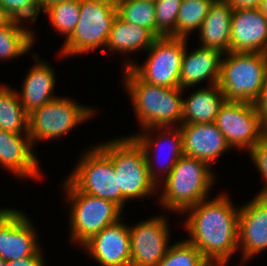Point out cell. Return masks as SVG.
I'll list each match as a JSON object with an SVG mask.
<instances>
[{"label":"cell","mask_w":267,"mask_h":266,"mask_svg":"<svg viewBox=\"0 0 267 266\" xmlns=\"http://www.w3.org/2000/svg\"><path fill=\"white\" fill-rule=\"evenodd\" d=\"M154 133L156 135H154ZM131 136L143 148L150 178L158 187L159 184L161 185V180L163 181L169 175L178 159L183 155L181 129L179 127L148 128ZM165 144L166 146L168 145V149L164 148L166 147ZM160 149L168 153L166 161L165 158H163L164 161L162 163L159 158H161L163 151L161 153ZM159 178H161V180Z\"/></svg>","instance_id":"7c38bea8"},{"label":"cell","mask_w":267,"mask_h":266,"mask_svg":"<svg viewBox=\"0 0 267 266\" xmlns=\"http://www.w3.org/2000/svg\"><path fill=\"white\" fill-rule=\"evenodd\" d=\"M6 261L0 256V266H5Z\"/></svg>","instance_id":"60d3db41"},{"label":"cell","mask_w":267,"mask_h":266,"mask_svg":"<svg viewBox=\"0 0 267 266\" xmlns=\"http://www.w3.org/2000/svg\"><path fill=\"white\" fill-rule=\"evenodd\" d=\"M253 104L257 110V113L259 114L263 131L267 135V79L260 91L258 98Z\"/></svg>","instance_id":"836d02e7"},{"label":"cell","mask_w":267,"mask_h":266,"mask_svg":"<svg viewBox=\"0 0 267 266\" xmlns=\"http://www.w3.org/2000/svg\"><path fill=\"white\" fill-rule=\"evenodd\" d=\"M0 6L13 18L21 22H36L41 12L38 0H0Z\"/></svg>","instance_id":"1f68e13d"},{"label":"cell","mask_w":267,"mask_h":266,"mask_svg":"<svg viewBox=\"0 0 267 266\" xmlns=\"http://www.w3.org/2000/svg\"><path fill=\"white\" fill-rule=\"evenodd\" d=\"M183 154L200 159L209 166L231 147L223 133L212 123H181Z\"/></svg>","instance_id":"ac0fdd59"},{"label":"cell","mask_w":267,"mask_h":266,"mask_svg":"<svg viewBox=\"0 0 267 266\" xmlns=\"http://www.w3.org/2000/svg\"><path fill=\"white\" fill-rule=\"evenodd\" d=\"M157 37L148 29L133 23H127L118 16L113 22L105 49L112 54L130 55L146 52Z\"/></svg>","instance_id":"cb8c5ba5"},{"label":"cell","mask_w":267,"mask_h":266,"mask_svg":"<svg viewBox=\"0 0 267 266\" xmlns=\"http://www.w3.org/2000/svg\"><path fill=\"white\" fill-rule=\"evenodd\" d=\"M67 180L80 192L117 204L122 210L128 202L118 189L111 158L97 145L84 151Z\"/></svg>","instance_id":"ba28073f"},{"label":"cell","mask_w":267,"mask_h":266,"mask_svg":"<svg viewBox=\"0 0 267 266\" xmlns=\"http://www.w3.org/2000/svg\"><path fill=\"white\" fill-rule=\"evenodd\" d=\"M202 266H225V265L217 261H206Z\"/></svg>","instance_id":"ab89813d"},{"label":"cell","mask_w":267,"mask_h":266,"mask_svg":"<svg viewBox=\"0 0 267 266\" xmlns=\"http://www.w3.org/2000/svg\"><path fill=\"white\" fill-rule=\"evenodd\" d=\"M54 30L66 38L80 18V0H68L50 5L44 11Z\"/></svg>","instance_id":"f1b7e54d"},{"label":"cell","mask_w":267,"mask_h":266,"mask_svg":"<svg viewBox=\"0 0 267 266\" xmlns=\"http://www.w3.org/2000/svg\"><path fill=\"white\" fill-rule=\"evenodd\" d=\"M227 144L248 152L266 135L253 103L225 101L215 120Z\"/></svg>","instance_id":"8fae6325"},{"label":"cell","mask_w":267,"mask_h":266,"mask_svg":"<svg viewBox=\"0 0 267 266\" xmlns=\"http://www.w3.org/2000/svg\"><path fill=\"white\" fill-rule=\"evenodd\" d=\"M0 85V129L14 134H28L29 115L19 100L18 89Z\"/></svg>","instance_id":"d4e9b609"},{"label":"cell","mask_w":267,"mask_h":266,"mask_svg":"<svg viewBox=\"0 0 267 266\" xmlns=\"http://www.w3.org/2000/svg\"><path fill=\"white\" fill-rule=\"evenodd\" d=\"M238 230V250L245 264L267 249V197L254 196L240 206Z\"/></svg>","instance_id":"9a60e30c"},{"label":"cell","mask_w":267,"mask_h":266,"mask_svg":"<svg viewBox=\"0 0 267 266\" xmlns=\"http://www.w3.org/2000/svg\"><path fill=\"white\" fill-rule=\"evenodd\" d=\"M188 39L172 36L157 37L143 64L128 60L123 69L130 68L142 81L165 88L180 87V73Z\"/></svg>","instance_id":"9c48e42d"},{"label":"cell","mask_w":267,"mask_h":266,"mask_svg":"<svg viewBox=\"0 0 267 266\" xmlns=\"http://www.w3.org/2000/svg\"><path fill=\"white\" fill-rule=\"evenodd\" d=\"M123 74V84L142 128L140 130L179 127L182 123L184 89L146 83L130 68H125Z\"/></svg>","instance_id":"7a4b0ae2"},{"label":"cell","mask_w":267,"mask_h":266,"mask_svg":"<svg viewBox=\"0 0 267 266\" xmlns=\"http://www.w3.org/2000/svg\"><path fill=\"white\" fill-rule=\"evenodd\" d=\"M13 21V18L7 13V11L0 6V28L9 25Z\"/></svg>","instance_id":"8d00e7d4"},{"label":"cell","mask_w":267,"mask_h":266,"mask_svg":"<svg viewBox=\"0 0 267 266\" xmlns=\"http://www.w3.org/2000/svg\"><path fill=\"white\" fill-rule=\"evenodd\" d=\"M63 1H68V0H38V4L40 6V10L43 12L50 5Z\"/></svg>","instance_id":"74e56055"},{"label":"cell","mask_w":267,"mask_h":266,"mask_svg":"<svg viewBox=\"0 0 267 266\" xmlns=\"http://www.w3.org/2000/svg\"><path fill=\"white\" fill-rule=\"evenodd\" d=\"M265 59L267 60V46L265 48V51L263 52Z\"/></svg>","instance_id":"b9f144b4"},{"label":"cell","mask_w":267,"mask_h":266,"mask_svg":"<svg viewBox=\"0 0 267 266\" xmlns=\"http://www.w3.org/2000/svg\"><path fill=\"white\" fill-rule=\"evenodd\" d=\"M158 215L128 225L131 266H156L165 257L171 245L170 225L167 216Z\"/></svg>","instance_id":"4fadbf2b"},{"label":"cell","mask_w":267,"mask_h":266,"mask_svg":"<svg viewBox=\"0 0 267 266\" xmlns=\"http://www.w3.org/2000/svg\"><path fill=\"white\" fill-rule=\"evenodd\" d=\"M38 56L33 53L35 65L30 67L22 82V89L17 92L28 115L58 97L54 95L57 79L55 69Z\"/></svg>","instance_id":"ffe728a7"},{"label":"cell","mask_w":267,"mask_h":266,"mask_svg":"<svg viewBox=\"0 0 267 266\" xmlns=\"http://www.w3.org/2000/svg\"><path fill=\"white\" fill-rule=\"evenodd\" d=\"M214 0H182L177 16V37L188 39L199 31ZM198 29V30H197Z\"/></svg>","instance_id":"83f0119b"},{"label":"cell","mask_w":267,"mask_h":266,"mask_svg":"<svg viewBox=\"0 0 267 266\" xmlns=\"http://www.w3.org/2000/svg\"><path fill=\"white\" fill-rule=\"evenodd\" d=\"M116 17V0H80L79 21L65 38L59 56L75 57L100 47H104L100 50L102 53L106 52V43Z\"/></svg>","instance_id":"8992f818"},{"label":"cell","mask_w":267,"mask_h":266,"mask_svg":"<svg viewBox=\"0 0 267 266\" xmlns=\"http://www.w3.org/2000/svg\"><path fill=\"white\" fill-rule=\"evenodd\" d=\"M117 16L127 23L148 28L156 36L154 2L145 0H116Z\"/></svg>","instance_id":"4316f807"},{"label":"cell","mask_w":267,"mask_h":266,"mask_svg":"<svg viewBox=\"0 0 267 266\" xmlns=\"http://www.w3.org/2000/svg\"><path fill=\"white\" fill-rule=\"evenodd\" d=\"M92 106L73 99L57 97L29 114L28 135L32 145L66 136L73 128L96 115ZM66 134V135H65Z\"/></svg>","instance_id":"30bf717a"},{"label":"cell","mask_w":267,"mask_h":266,"mask_svg":"<svg viewBox=\"0 0 267 266\" xmlns=\"http://www.w3.org/2000/svg\"><path fill=\"white\" fill-rule=\"evenodd\" d=\"M227 2L234 10L239 9H258L261 0H223Z\"/></svg>","instance_id":"d590c367"},{"label":"cell","mask_w":267,"mask_h":266,"mask_svg":"<svg viewBox=\"0 0 267 266\" xmlns=\"http://www.w3.org/2000/svg\"><path fill=\"white\" fill-rule=\"evenodd\" d=\"M182 0H157L154 2L156 14V37H177V16Z\"/></svg>","instance_id":"4dcf8cb0"},{"label":"cell","mask_w":267,"mask_h":266,"mask_svg":"<svg viewBox=\"0 0 267 266\" xmlns=\"http://www.w3.org/2000/svg\"><path fill=\"white\" fill-rule=\"evenodd\" d=\"M249 156L252 159L255 169L262 176L263 188L256 196L267 197V135H265L250 151Z\"/></svg>","instance_id":"d6a6232c"},{"label":"cell","mask_w":267,"mask_h":266,"mask_svg":"<svg viewBox=\"0 0 267 266\" xmlns=\"http://www.w3.org/2000/svg\"><path fill=\"white\" fill-rule=\"evenodd\" d=\"M43 253L41 248L34 256L6 262L5 266H46Z\"/></svg>","instance_id":"e575fe53"},{"label":"cell","mask_w":267,"mask_h":266,"mask_svg":"<svg viewBox=\"0 0 267 266\" xmlns=\"http://www.w3.org/2000/svg\"><path fill=\"white\" fill-rule=\"evenodd\" d=\"M259 11L267 18V0H261Z\"/></svg>","instance_id":"f35d334b"},{"label":"cell","mask_w":267,"mask_h":266,"mask_svg":"<svg viewBox=\"0 0 267 266\" xmlns=\"http://www.w3.org/2000/svg\"><path fill=\"white\" fill-rule=\"evenodd\" d=\"M266 79L267 60L263 53L223 54L218 86L226 101L254 103Z\"/></svg>","instance_id":"52a82bcc"},{"label":"cell","mask_w":267,"mask_h":266,"mask_svg":"<svg viewBox=\"0 0 267 266\" xmlns=\"http://www.w3.org/2000/svg\"><path fill=\"white\" fill-rule=\"evenodd\" d=\"M23 22L13 20L9 25L0 28V60L20 58L34 46L36 36Z\"/></svg>","instance_id":"484cf974"},{"label":"cell","mask_w":267,"mask_h":266,"mask_svg":"<svg viewBox=\"0 0 267 266\" xmlns=\"http://www.w3.org/2000/svg\"><path fill=\"white\" fill-rule=\"evenodd\" d=\"M233 8L223 0H214L198 31L201 47L213 48L223 54L230 50Z\"/></svg>","instance_id":"7402d4cb"},{"label":"cell","mask_w":267,"mask_h":266,"mask_svg":"<svg viewBox=\"0 0 267 266\" xmlns=\"http://www.w3.org/2000/svg\"><path fill=\"white\" fill-rule=\"evenodd\" d=\"M267 46V18L259 9L233 10L230 52L263 53Z\"/></svg>","instance_id":"d6986e66"},{"label":"cell","mask_w":267,"mask_h":266,"mask_svg":"<svg viewBox=\"0 0 267 266\" xmlns=\"http://www.w3.org/2000/svg\"><path fill=\"white\" fill-rule=\"evenodd\" d=\"M145 1H152V2H156L157 0H145Z\"/></svg>","instance_id":"7bdbcfd3"},{"label":"cell","mask_w":267,"mask_h":266,"mask_svg":"<svg viewBox=\"0 0 267 266\" xmlns=\"http://www.w3.org/2000/svg\"><path fill=\"white\" fill-rule=\"evenodd\" d=\"M223 193L215 198L204 199L188 208L183 227L186 239L202 253L207 261H217L225 266L238 251V218L240 205L231 202ZM236 205V207H235Z\"/></svg>","instance_id":"6da1fadb"},{"label":"cell","mask_w":267,"mask_h":266,"mask_svg":"<svg viewBox=\"0 0 267 266\" xmlns=\"http://www.w3.org/2000/svg\"><path fill=\"white\" fill-rule=\"evenodd\" d=\"M216 175L211 166L200 159L182 155L169 175L158 187L160 206L174 213L183 214L188 208L201 200L209 198L210 190L215 185ZM160 188V189H159Z\"/></svg>","instance_id":"3957f363"},{"label":"cell","mask_w":267,"mask_h":266,"mask_svg":"<svg viewBox=\"0 0 267 266\" xmlns=\"http://www.w3.org/2000/svg\"><path fill=\"white\" fill-rule=\"evenodd\" d=\"M35 229L27 213L14 208H1L0 256L6 262L34 256L41 249Z\"/></svg>","instance_id":"5bb4252c"},{"label":"cell","mask_w":267,"mask_h":266,"mask_svg":"<svg viewBox=\"0 0 267 266\" xmlns=\"http://www.w3.org/2000/svg\"><path fill=\"white\" fill-rule=\"evenodd\" d=\"M70 222V244L82 246L105 227L117 223L123 210L114 202L78 191L67 179L63 182Z\"/></svg>","instance_id":"5b68a950"},{"label":"cell","mask_w":267,"mask_h":266,"mask_svg":"<svg viewBox=\"0 0 267 266\" xmlns=\"http://www.w3.org/2000/svg\"><path fill=\"white\" fill-rule=\"evenodd\" d=\"M81 248L101 266H131L129 229L122 219L92 236Z\"/></svg>","instance_id":"2e32d148"},{"label":"cell","mask_w":267,"mask_h":266,"mask_svg":"<svg viewBox=\"0 0 267 266\" xmlns=\"http://www.w3.org/2000/svg\"><path fill=\"white\" fill-rule=\"evenodd\" d=\"M206 261L198 248L183 239L171 244L156 266H202Z\"/></svg>","instance_id":"f546056e"},{"label":"cell","mask_w":267,"mask_h":266,"mask_svg":"<svg viewBox=\"0 0 267 266\" xmlns=\"http://www.w3.org/2000/svg\"><path fill=\"white\" fill-rule=\"evenodd\" d=\"M110 158L118 181V189L127 200L158 194L151 180L143 148L132 136H124L97 144Z\"/></svg>","instance_id":"277c9868"},{"label":"cell","mask_w":267,"mask_h":266,"mask_svg":"<svg viewBox=\"0 0 267 266\" xmlns=\"http://www.w3.org/2000/svg\"><path fill=\"white\" fill-rule=\"evenodd\" d=\"M196 90L189 96L183 97L182 123L215 122L218 112L226 101L224 93L218 84Z\"/></svg>","instance_id":"603a6c76"},{"label":"cell","mask_w":267,"mask_h":266,"mask_svg":"<svg viewBox=\"0 0 267 266\" xmlns=\"http://www.w3.org/2000/svg\"><path fill=\"white\" fill-rule=\"evenodd\" d=\"M33 148L28 134H14L0 129V167L20 179H43L42 168Z\"/></svg>","instance_id":"e0dca14e"},{"label":"cell","mask_w":267,"mask_h":266,"mask_svg":"<svg viewBox=\"0 0 267 266\" xmlns=\"http://www.w3.org/2000/svg\"><path fill=\"white\" fill-rule=\"evenodd\" d=\"M187 45L180 73V88L191 89L208 81V86L218 84L223 53L217 49L198 47L188 53Z\"/></svg>","instance_id":"44dd1931"}]
</instances>
